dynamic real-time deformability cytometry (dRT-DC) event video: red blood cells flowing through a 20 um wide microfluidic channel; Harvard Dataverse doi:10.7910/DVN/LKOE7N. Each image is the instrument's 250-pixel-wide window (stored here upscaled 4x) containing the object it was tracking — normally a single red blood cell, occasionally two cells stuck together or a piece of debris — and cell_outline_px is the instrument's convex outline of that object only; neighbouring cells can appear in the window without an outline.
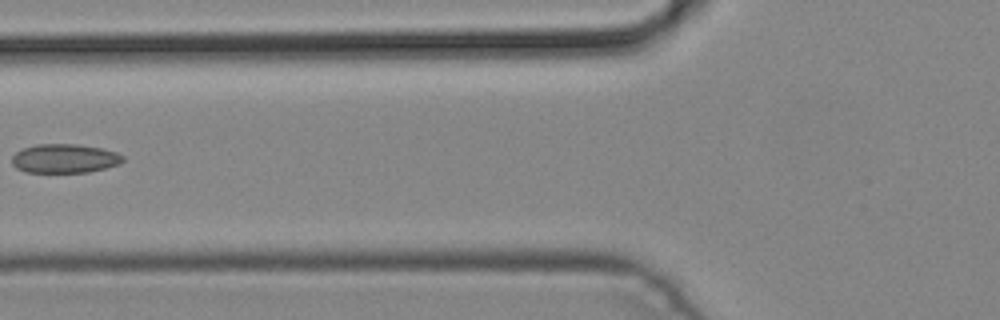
{"species": "common noctule bat (a hibernating species)", "species_latin": "Nyctalus noctula", "temperature_condition": "cold", "stored_images_in_passage": 2, "camera_frame_rate_fps": 3000, "um_per_image_px": 0.085, "animal": {"sex": "male", "body_mass_g": 19.2, "forearm_length_mm": 51.8}, "frame": {"image": 1, "passage_image": 2, "time_ms": 0.333, "image_size_px": [1000, 320], "cell_outline_px": [[124, 160], [120, 164], [88, 172], [24, 172], [16, 168], [12, 164], [12, 156], [16, 152], [24, 148], [36, 144], [76, 144], [100, 148], [116, 152], [124, 156]], "centroid_in_image_um": [5.48, 13.47], "position_along_channel_um": 120.3, "area_um2": 18.73}}